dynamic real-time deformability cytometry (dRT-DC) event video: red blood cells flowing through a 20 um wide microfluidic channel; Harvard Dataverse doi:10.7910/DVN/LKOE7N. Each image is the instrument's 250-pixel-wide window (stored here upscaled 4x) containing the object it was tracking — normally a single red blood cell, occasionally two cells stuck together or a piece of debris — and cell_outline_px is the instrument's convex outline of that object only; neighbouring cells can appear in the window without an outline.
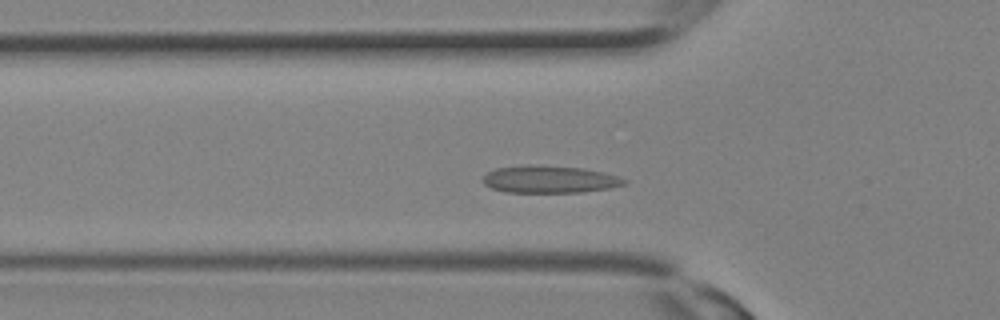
{"species": "Egyptian fruit bat (a non-hibernating species)", "species_latin": "Rousettus aegyptiacus", "temperature_condition": "room temperature", "stored_images_in_passage": 16, "camera_frame_rate_fps": 3000, "um_per_image_px": 0.085, "animal": {"sex": "female"}, "frame": {"image": 1, "passage_image": 6, "time_ms": 1.667, "image_size_px": [1000, 320], "cell_outline_px": [[628, 180], [624, 184], [612, 188], [580, 192], [504, 192], [492, 188], [484, 184], [480, 180], [488, 172], [496, 168], [524, 164], [528, 164], [584, 168], [604, 172]], "centroid_in_image_um": [46.68, 15.23], "position_along_channel_um": 79.1, "area_um2": 22.66}}
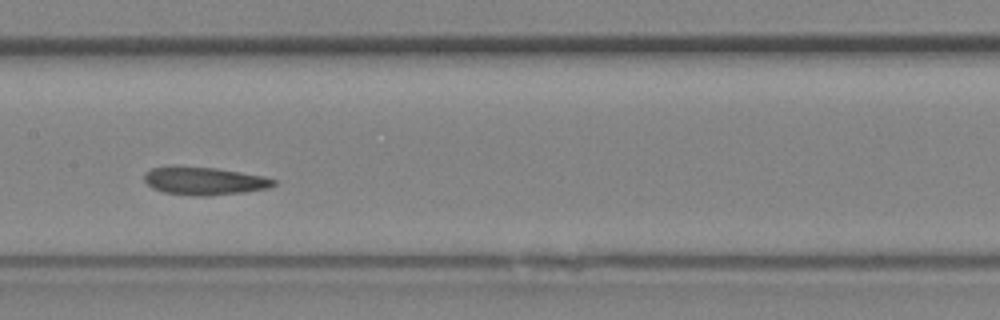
{"frame": {"image": 2, "passage_image": 11, "time_ms": 3.333, "image_size_px": [1000, 320], "cell_outline_px": [[276, 184], [268, 188], [244, 192], [208, 196], [196, 196], [164, 192], [152, 188], [144, 180], [144, 176], [152, 168], [172, 164], [176, 164], [216, 168], [264, 176], [276, 180]], "centroid_in_image_um": [17.34, 15.35], "position_along_channel_um": 190.1, "area_um2": 21.39}}
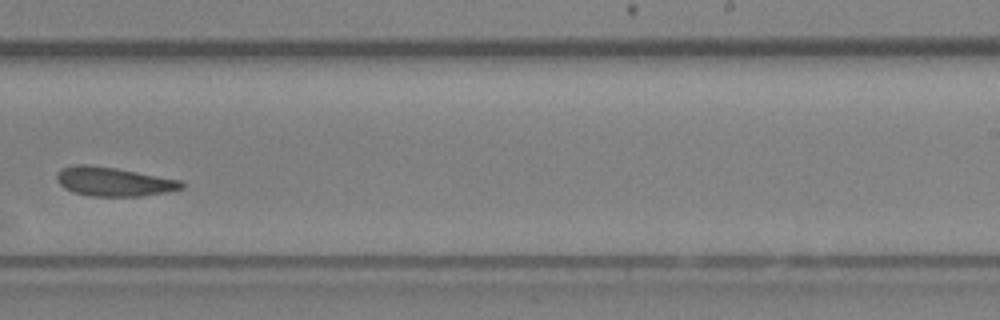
{"frame": {"image": 3, "passage_image": 15, "time_ms": 4.667, "image_size_px": [1000, 320], "cell_outline_px": [[184, 188], [144, 196], [92, 196], [72, 192], [64, 188], [56, 180], [56, 176], [60, 168], [72, 164], [88, 164], [116, 168], [180, 180], [184, 184]], "centroid_in_image_um": [9.6, 15.43], "position_along_channel_um": 279.4, "area_um2": 21.15}}